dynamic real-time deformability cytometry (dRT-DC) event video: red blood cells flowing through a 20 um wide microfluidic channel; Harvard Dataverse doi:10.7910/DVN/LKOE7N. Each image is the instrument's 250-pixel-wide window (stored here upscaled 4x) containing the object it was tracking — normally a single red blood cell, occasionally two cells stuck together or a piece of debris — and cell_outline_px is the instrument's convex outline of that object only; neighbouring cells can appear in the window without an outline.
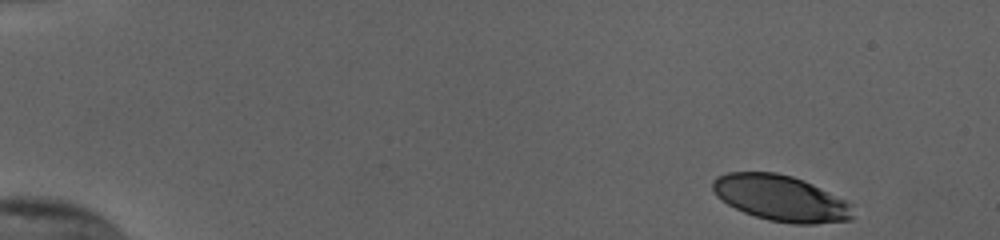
{"species": "human", "species_latin": "Homo sapiens", "temperature_condition": "cold", "stored_images_in_passage": 51, "camera_frame_rate_fps": 3000, "um_per_image_px": 0.085, "donor": {"sex": "female"}, "frame": {"image": 1, "passage_image": 1, "time_ms": 0.0, "image_size_px": [1000, 240], "cell_outline_px": [[856, 216], [852, 220], [816, 224], [792, 224], [768, 220], [744, 212], [720, 200], [716, 196], [712, 188], [712, 180], [716, 176], [728, 172], [776, 172], [792, 176], [804, 180], [852, 204]], "centroid_in_image_um": [66.38, 16.85], "position_along_channel_um": 18.6, "area_um2": 37.74}}
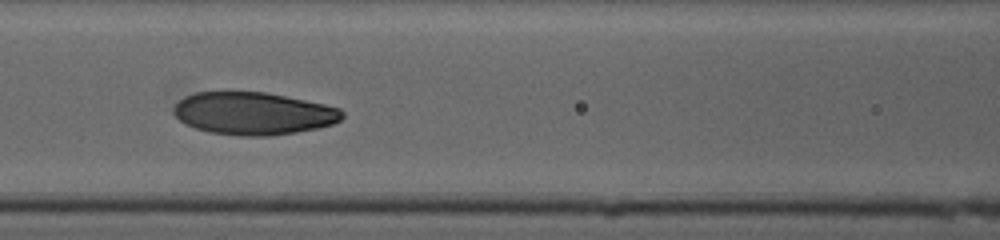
{"frame": {"image": 2, "passage_image": 22, "time_ms": 7.0, "image_size_px": [1000, 240], "cell_outline_px": [[344, 116], [340, 120], [332, 124], [320, 128], [296, 132], [268, 136], [240, 136], [208, 132], [184, 124], [172, 112], [172, 108], [184, 96], [196, 92], [264, 92], [324, 104], [340, 108], [344, 112]], "centroid_in_image_um": [21.52, 9.65], "position_along_channel_um": 145.1, "area_um2": 41.85}}
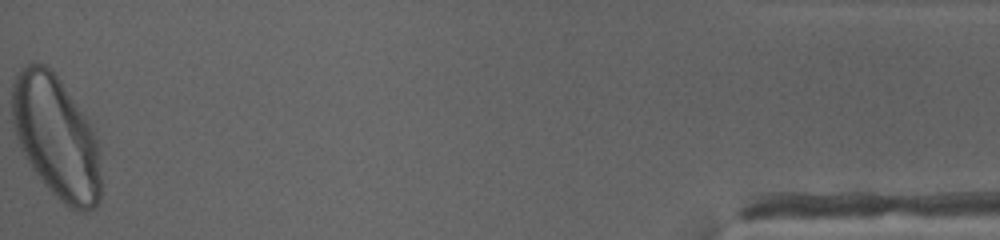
{"frame": {"image": 3, "passage_image": 51, "time_ms": 16.667, "image_size_px": [1000, 240], "cell_outline_px": [[100, 200], [92, 208], [84, 212], [80, 212], [68, 208], [44, 184], [32, 168], [20, 148], [16, 136], [12, 120], [12, 84], [20, 68], [32, 60], [44, 64], [60, 80], [92, 124], [100, 148]], "centroid_in_image_um": [4.78, 11.65], "position_along_channel_um": 430.4, "area_um2": 63.93}, "authors_computed_cell_mechanics": {"area_um2": 41.7894, "velocity_mm_per_s": 3.8047, "shape_relaxation_time_tau1_ms": 2.9447, "shape_relaxation_time_tau2_ms": 1.4519, "deformation_change_tau1": 0.168, "deformation_change_tau2": 0.0636}}